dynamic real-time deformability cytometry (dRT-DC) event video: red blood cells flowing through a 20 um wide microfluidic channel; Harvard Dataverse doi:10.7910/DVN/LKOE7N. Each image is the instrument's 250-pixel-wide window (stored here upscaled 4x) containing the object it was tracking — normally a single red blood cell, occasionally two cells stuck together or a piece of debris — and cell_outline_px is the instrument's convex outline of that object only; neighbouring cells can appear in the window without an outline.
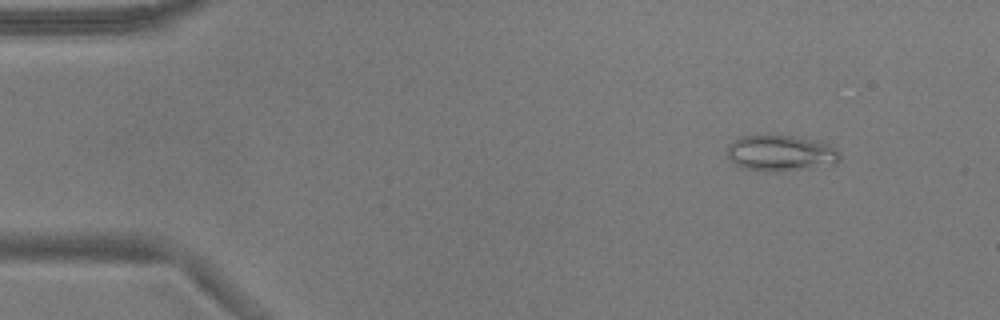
{"species": "common noctule bat (a hibernating species)", "species_latin": "Nyctalus noctula", "temperature_condition": "warm", "stored_images_in_passage": 53, "camera_frame_rate_fps": 3000, "um_per_image_px": 0.085, "animal": {"sex": "male", "body_mass_g": 17.9}, "frame": {"image": 1, "passage_image": 6, "time_ms": 1.667, "image_size_px": [1000, 320], "cell_outline_px": [[840, 160], [836, 164], [780, 172], [768, 172], [740, 168], [728, 160], [728, 144], [740, 136], [760, 132], [792, 136], [820, 140], [836, 148], [840, 152]], "centroid_in_image_um": [66.33, 12.99], "position_along_channel_um": 18.7, "area_um2": 24.8}}
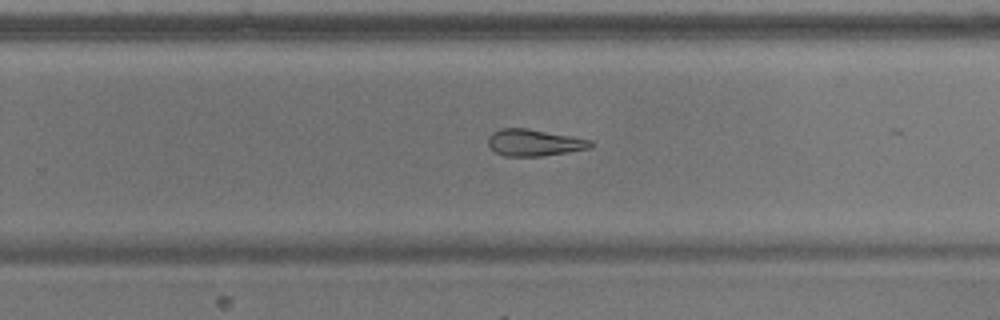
{"frame": {"image": 2, "passage_image": 34, "time_ms": 11.0, "image_size_px": [1000, 320], "cell_outline_px": [[592, 148], [544, 156], [504, 156], [496, 152], [488, 144], [488, 136], [492, 132], [500, 128], [528, 128], [572, 136], [592, 140]], "centroid_in_image_um": [45.41, 12.12], "position_along_channel_um": 284.4, "area_um2": 16.07}}
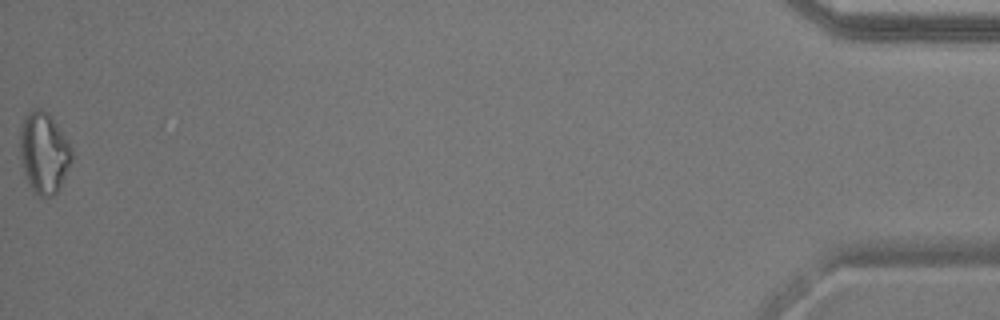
{"frame": {"image": 3, "passage_image": 53, "time_ms": 17.333, "image_size_px": [1000, 320], "cell_outline_px": [[72, 160], [56, 192], [52, 196], [40, 196], [32, 188], [24, 172], [20, 160], [20, 128], [24, 116], [28, 112], [36, 108], [40, 108], [48, 112], [68, 140], [72, 152]], "centroid_in_image_um": [3.71, 12.93], "position_along_channel_um": 431.5, "area_um2": 24.16}, "authors_computed_cell_mechanics": {"area_um2": 19.4786, "velocity_mm_per_s": 3.8361, "shape_relaxation_time_tau1_ms": null, "shape_relaxation_time_tau2_ms": 3.9505, "deformation_change_tau1": null, "deformation_change_tau2": 0.128}}